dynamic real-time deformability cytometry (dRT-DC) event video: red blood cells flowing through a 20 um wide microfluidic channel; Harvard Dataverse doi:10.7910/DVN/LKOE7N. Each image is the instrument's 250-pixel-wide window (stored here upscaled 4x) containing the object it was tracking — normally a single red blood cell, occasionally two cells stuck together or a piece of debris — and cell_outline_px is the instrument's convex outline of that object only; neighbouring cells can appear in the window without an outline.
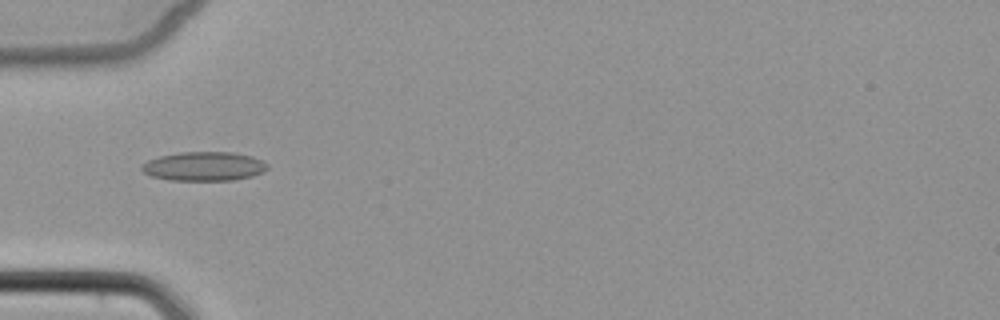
{"species": "common noctule bat (a hibernating species)", "species_latin": "Nyctalus noctula", "temperature_condition": "cold", "stored_images_in_passage": 4, "camera_frame_rate_fps": 3000, "um_per_image_px": 0.085, "animal": {"sex": "female", "body_mass_g": 22.7, "forearm_length_mm": 54.2}, "frame": {"image": 1, "passage_image": 2, "time_ms": 1.333, "image_size_px": [1000, 320], "cell_outline_px": [[268, 168], [264, 172], [252, 176], [232, 180], [168, 180], [152, 176], [144, 172], [140, 168], [140, 164], [148, 160], [160, 156], [180, 152], [232, 152], [252, 156], [268, 164]], "centroid_in_image_um": [17.33, 14.13], "position_along_channel_um": 67.7, "area_um2": 21.33}}
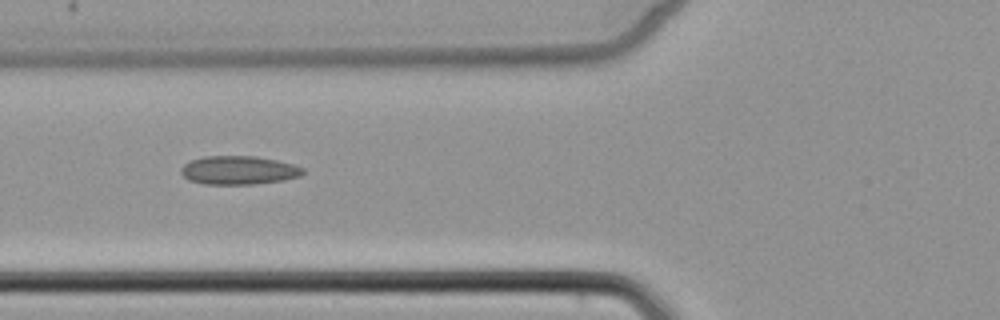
{"frame": {"image": 2, "passage_image": 3, "time_ms": 2.333, "image_size_px": [1000, 320], "cell_outline_px": [[304, 172], [300, 176], [284, 180], [252, 184], [204, 184], [188, 180], [180, 172], [180, 168], [184, 164], [192, 160], [204, 156], [256, 156], [276, 160], [292, 164], [304, 168]], "centroid_in_image_um": [20.27, 14.47], "position_along_channel_um": 105.5, "area_um2": 20.29}}
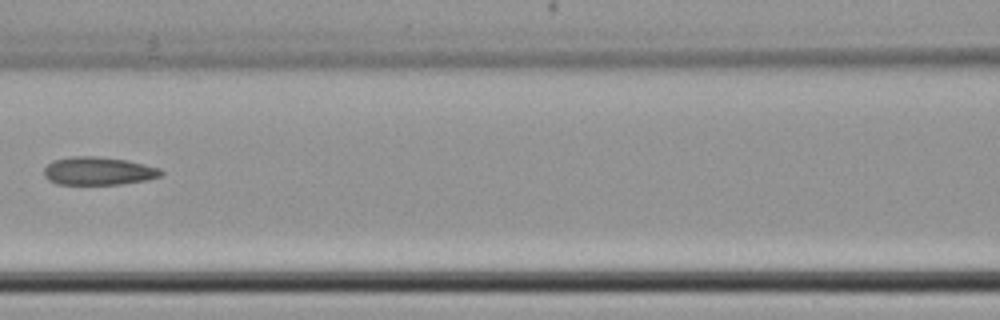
{"frame": {"image": 3, "passage_image": 4, "time_ms": 3.667, "image_size_px": [1000, 320], "cell_outline_px": [[164, 172], [160, 176], [148, 180], [120, 184], [56, 184], [48, 180], [44, 176], [44, 168], [52, 160], [72, 156], [96, 156], [124, 160], [160, 168]], "centroid_in_image_um": [8.33, 14.54], "position_along_channel_um": 158.3, "area_um2": 19.13}}